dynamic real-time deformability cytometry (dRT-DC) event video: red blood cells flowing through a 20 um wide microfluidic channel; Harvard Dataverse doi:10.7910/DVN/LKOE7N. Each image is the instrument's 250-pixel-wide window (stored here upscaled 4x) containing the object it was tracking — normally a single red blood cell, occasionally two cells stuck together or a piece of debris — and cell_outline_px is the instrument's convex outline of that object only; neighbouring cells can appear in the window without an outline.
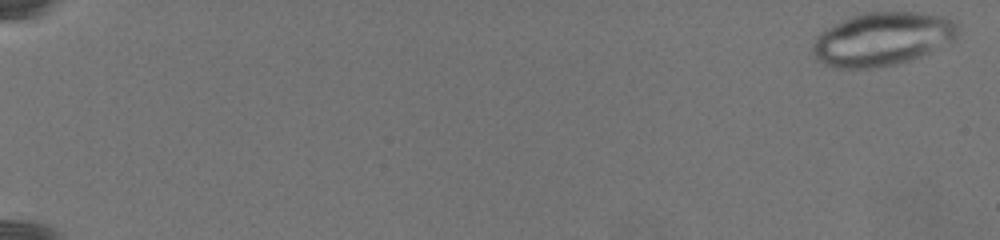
{"species": "common noctule bat (a hibernating species)", "species_latin": "Nyctalus noctula", "temperature_condition": "warm", "stored_images_in_passage": 48, "camera_frame_rate_fps": 3000, "um_per_image_px": 0.085, "animal": {"sex": "female", "body_mass_g": 19.5, "forearm_length_mm": 54.1}, "frame": {"image": 1, "passage_image": 3, "time_ms": 0.333, "image_size_px": [1000, 240], "cell_outline_px": [[960, 32], [952, 40], [920, 56], [908, 60], [892, 64], [872, 68], [836, 68], [824, 64], [816, 60], [812, 52], [812, 44], [816, 36], [820, 32], [852, 16], [868, 12], [916, 12], [944, 16], [956, 20]], "centroid_in_image_um": [74.98, 3.31], "position_along_channel_um": 10.0, "area_um2": 44.91}}
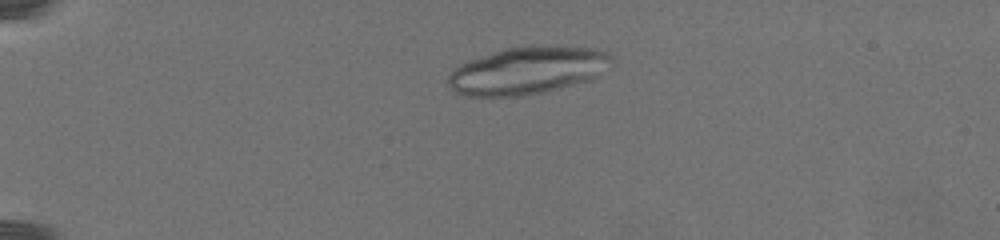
{"frame": {"image": 2, "passage_image": 31, "time_ms": 6.667, "image_size_px": [1000, 240], "cell_outline_px": [[616, 60], [596, 76], [588, 80], [560, 88], [544, 92], [520, 96], [468, 96], [456, 92], [448, 84], [448, 76], [460, 64], [504, 48], [540, 44], [556, 44], [596, 48], [608, 52]], "centroid_in_image_um": [44.91, 5.96], "position_along_channel_um": 40.1, "area_um2": 45.55}}